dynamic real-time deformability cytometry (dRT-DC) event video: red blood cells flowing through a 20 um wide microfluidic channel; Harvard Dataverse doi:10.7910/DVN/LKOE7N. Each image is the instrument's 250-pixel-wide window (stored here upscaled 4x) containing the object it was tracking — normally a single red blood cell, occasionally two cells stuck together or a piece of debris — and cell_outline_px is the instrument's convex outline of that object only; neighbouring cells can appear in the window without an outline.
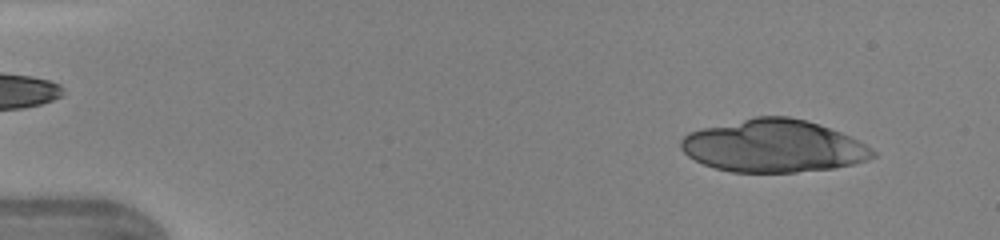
{"species": "human", "species_latin": "Homo sapiens", "temperature_condition": "warm", "stored_images_in_passage": 34, "camera_frame_rate_fps": 3000, "um_per_image_px": 0.085, "donor": {"sex": "female"}, "frame": {"image": 1, "passage_image": 3, "time_ms": 0.667, "image_size_px": [1000, 240], "cell_outline_px": [[876, 156], [868, 160], [852, 164], [832, 168], [796, 172], [732, 172], [716, 168], [704, 164], [688, 156], [680, 148], [680, 140], [688, 132], [704, 128], [756, 116], [788, 116], [820, 124], [840, 132], [864, 144], [876, 152]], "centroid_in_image_um": [65.74, 12.41], "position_along_channel_um": 19.3, "area_um2": 58.38}}